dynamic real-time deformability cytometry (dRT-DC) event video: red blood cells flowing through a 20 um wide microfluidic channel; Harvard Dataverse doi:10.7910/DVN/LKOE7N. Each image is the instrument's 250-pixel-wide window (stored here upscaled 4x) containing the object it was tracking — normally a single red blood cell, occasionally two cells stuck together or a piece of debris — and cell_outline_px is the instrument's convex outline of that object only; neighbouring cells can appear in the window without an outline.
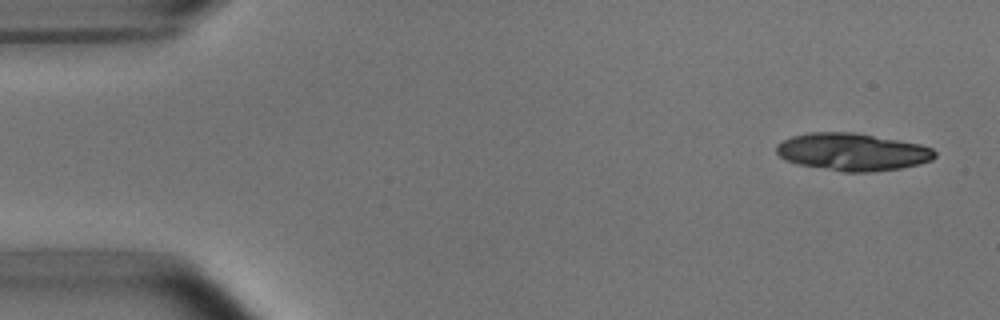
{"species": "common noctule bat (a hibernating species)", "species_latin": "Nyctalus noctula", "temperature_condition": "room temperature", "stored_images_in_passage": 7, "camera_frame_rate_fps": 3000, "um_per_image_px": 0.085, "animal": {"sex": "male", "body_mass_g": 15.6}, "frame": {"image": 1, "passage_image": 1, "time_ms": 0.0, "image_size_px": [1000, 320], "cell_outline_px": [[936, 156], [932, 160], [920, 164], [900, 168], [872, 172], [844, 172], [800, 164], [788, 160], [780, 156], [776, 152], [776, 144], [792, 136], [808, 132], [852, 132], [920, 144], [932, 148], [936, 152]], "centroid_in_image_um": [72.48, 12.91], "position_along_channel_um": 12.5, "area_um2": 34.39}}
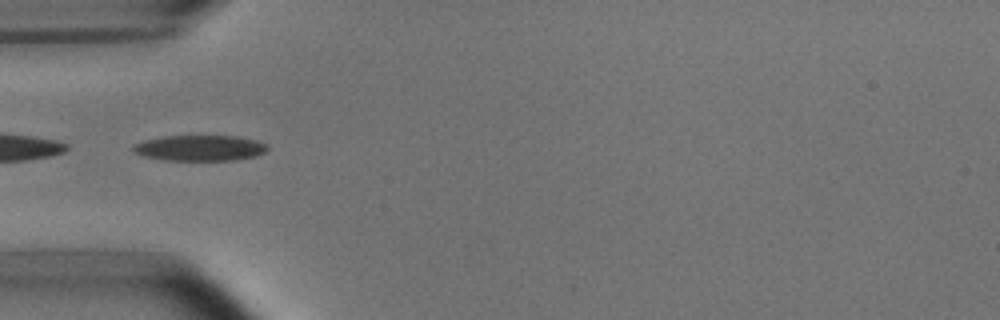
{"frame": {"image": 2, "passage_image": 4, "time_ms": 4.667, "image_size_px": [1000, 320], "cell_outline_px": [[268, 148], [264, 152], [256, 156], [236, 160], [164, 160], [144, 156], [136, 152], [132, 148], [136, 144], [144, 140], [164, 136], [236, 136], [256, 140], [268, 144]], "centroid_in_image_um": [17.03, 12.58], "position_along_channel_um": 68.0, "area_um2": 20.0}}
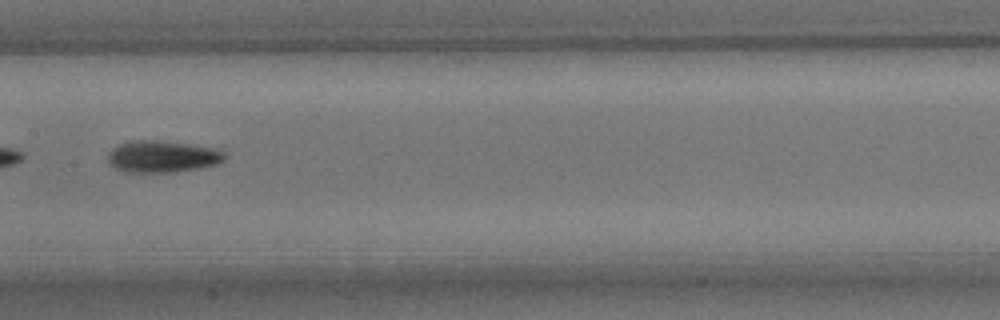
{"frame": {"image": 3, "passage_image": 7, "time_ms": 8.0, "image_size_px": [1000, 320], "cell_outline_px": [[224, 160], [216, 164], [200, 168], [168, 172], [128, 172], [116, 168], [108, 164], [108, 152], [112, 148], [128, 140], [156, 140], [188, 144], [212, 148], [224, 152]], "centroid_in_image_um": [13.74, 13.3], "position_along_channel_um": 193.7, "area_um2": 21.44}}